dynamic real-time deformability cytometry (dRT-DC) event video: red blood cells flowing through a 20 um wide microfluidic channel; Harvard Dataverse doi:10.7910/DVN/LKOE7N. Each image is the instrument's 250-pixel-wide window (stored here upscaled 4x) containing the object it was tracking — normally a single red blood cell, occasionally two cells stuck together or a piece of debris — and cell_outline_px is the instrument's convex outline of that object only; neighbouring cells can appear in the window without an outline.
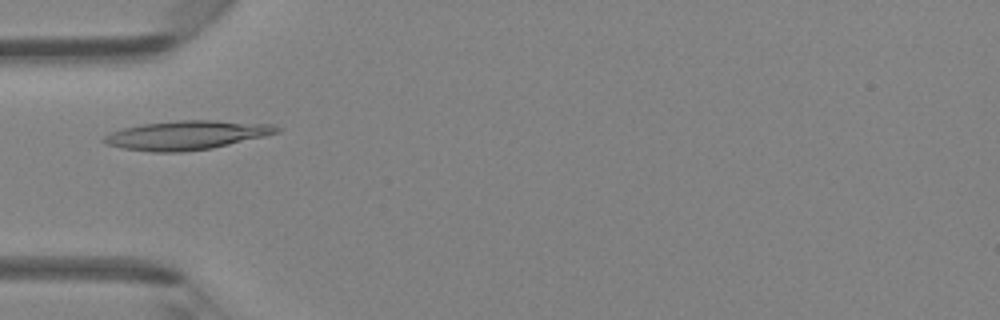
{"species": "Egyptian fruit bat (a non-hibernating species)", "species_latin": "Rousettus aegyptiacus", "temperature_condition": "room temperature", "stored_images_in_passage": 46, "camera_frame_rate_fps": 3000, "um_per_image_px": 0.085, "animal": {"sex": "female"}, "frame": {"image": 1, "passage_image": 14, "time_ms": 4.333, "image_size_px": [1000, 320], "cell_outline_px": [[280, 132], [264, 136], [212, 148], [180, 152], [152, 152], [124, 148], [108, 144], [100, 140], [104, 136], [112, 132], [124, 128], [144, 124], [180, 120], [216, 120], [272, 124], [280, 128]], "centroid_in_image_um": [15.88, 11.48], "position_along_channel_um": 69.1, "area_um2": 28.9}}
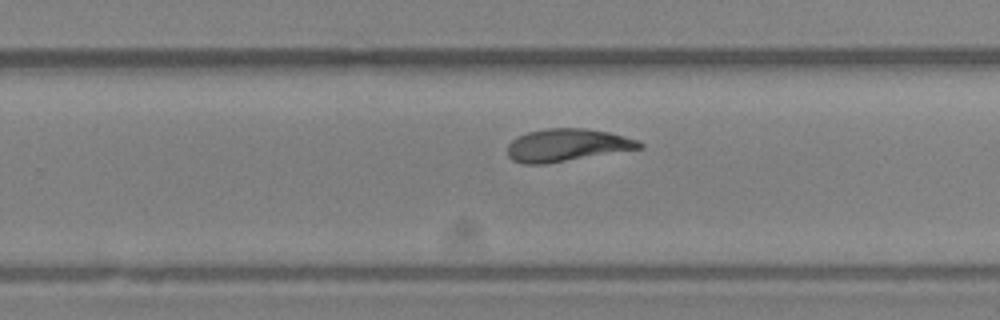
{"frame": {"image": 2, "passage_image": 29, "time_ms": 9.333, "image_size_px": [1000, 320], "cell_outline_px": [[644, 148], [544, 164], [524, 164], [512, 160], [508, 156], [508, 144], [516, 136], [528, 132], [548, 128], [588, 128], [608, 132], [636, 140], [644, 144]], "centroid_in_image_um": [48.18, 12.33], "position_along_channel_um": 281.6, "area_um2": 25.03}}
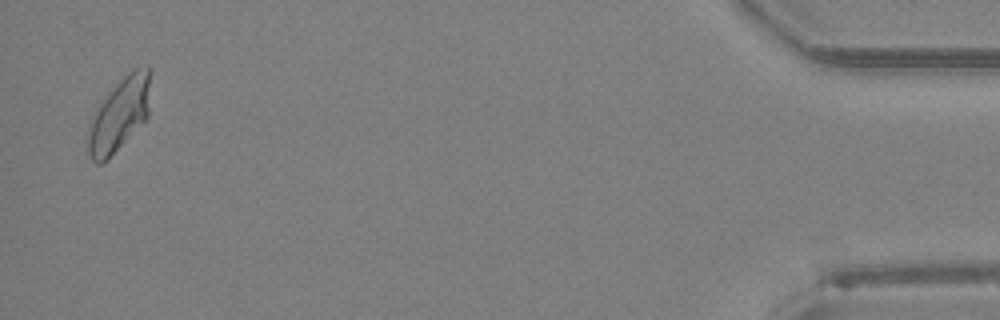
{"frame": {"image": 3, "passage_image": 45, "time_ms": 14.667, "image_size_px": [1000, 320], "cell_outline_px": [[152, 72], [148, 116], [100, 164], [96, 164], [92, 160], [88, 152], [88, 136], [92, 116], [108, 92], [132, 68], [152, 68]], "centroid_in_image_um": [10.18, 9.64], "position_along_channel_um": 425.0, "area_um2": 25.84}, "authors_computed_cell_mechanics": {"area_um2": 25.5187, "velocity_mm_per_s": 4.2674, "shape_relaxation_time_tau1_ms": 5.6671, "shape_relaxation_time_tau2_ms": 3.2753, "deformation_change_tau1": 0.1801, "deformation_change_tau2": 0.0855}}